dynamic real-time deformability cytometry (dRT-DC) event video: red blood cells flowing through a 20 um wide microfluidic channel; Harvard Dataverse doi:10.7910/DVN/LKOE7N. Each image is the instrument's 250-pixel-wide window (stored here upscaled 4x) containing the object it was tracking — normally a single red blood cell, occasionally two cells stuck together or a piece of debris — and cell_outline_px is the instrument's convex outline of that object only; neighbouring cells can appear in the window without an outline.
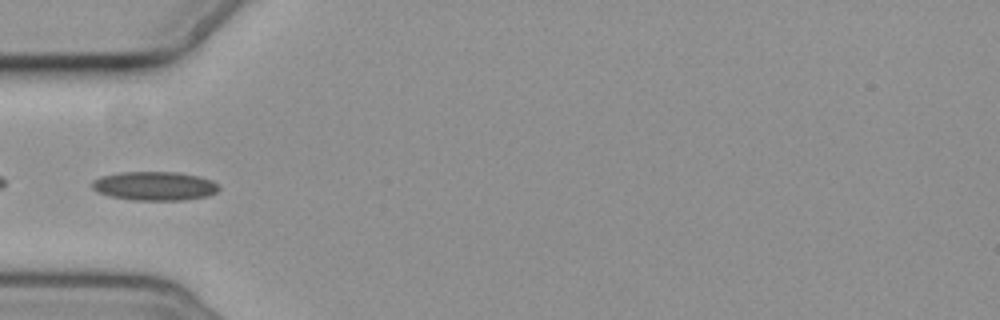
{"species": "common noctule bat (a hibernating species)", "species_latin": "Nyctalus noctula", "temperature_condition": "cold", "stored_images_in_passage": 5, "camera_frame_rate_fps": 3000, "um_per_image_px": 0.085, "animal": {"sex": "female", "body_mass_g": 19.3, "forearm_length_mm": 54.1}, "frame": {"image": 1, "passage_image": 5, "time_ms": 4.667, "image_size_px": [1000, 320], "cell_outline_px": [[220, 188], [216, 192], [208, 196], [184, 200], [136, 200], [112, 196], [100, 192], [92, 188], [92, 180], [100, 176], [120, 172], [176, 172], [200, 176], [212, 180], [220, 184]], "centroid_in_image_um": [13.19, 15.8], "position_along_channel_um": 71.8, "area_um2": 21.39}}